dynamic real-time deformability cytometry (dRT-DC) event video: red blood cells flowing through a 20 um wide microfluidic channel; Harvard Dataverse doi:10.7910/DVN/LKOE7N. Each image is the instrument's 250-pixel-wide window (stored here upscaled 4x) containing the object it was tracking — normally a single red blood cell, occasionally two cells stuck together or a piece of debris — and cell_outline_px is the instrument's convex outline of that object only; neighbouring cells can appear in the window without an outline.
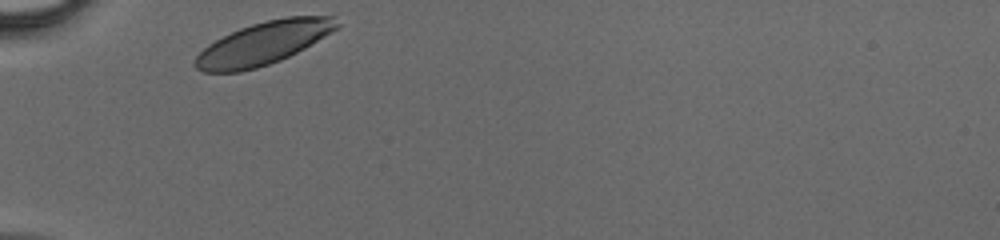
{"species": "human", "species_latin": "Homo sapiens", "temperature_condition": "cold", "stored_images_in_passage": 25, "camera_frame_rate_fps": 3000, "um_per_image_px": 0.085, "donor": {"sex": "male"}, "frame": {"image": 1, "passage_image": 1, "time_ms": 0.0, "image_size_px": [1000, 240], "cell_outline_px": [[340, 24], [336, 28], [304, 48], [280, 60], [256, 68], [240, 72], [204, 72], [196, 68], [192, 64], [196, 56], [208, 44], [240, 28], [252, 24], [268, 20], [288, 16], [332, 16]], "centroid_in_image_um": [22.34, 3.68], "position_along_channel_um": 62.7, "area_um2": 34.74}}
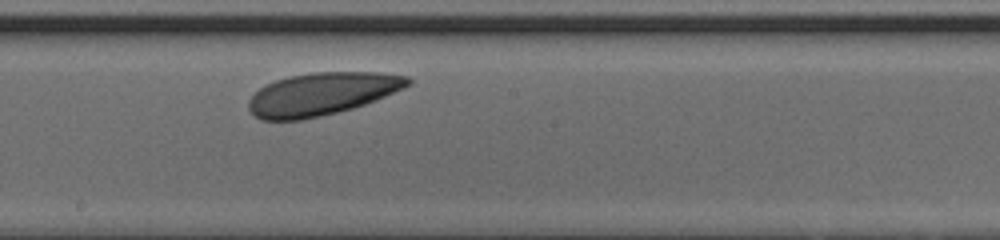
{"frame": {"image": 2, "passage_image": 13, "time_ms": 4.0, "image_size_px": [1000, 240], "cell_outline_px": [[412, 84], [404, 88], [376, 100], [352, 108], [320, 116], [300, 120], [260, 120], [248, 108], [248, 100], [260, 88], [276, 80], [288, 76], [312, 72], [380, 72], [408, 76], [412, 80]], "centroid_in_image_um": [27.37, 7.97], "position_along_channel_um": 220.8, "area_um2": 39.48}}
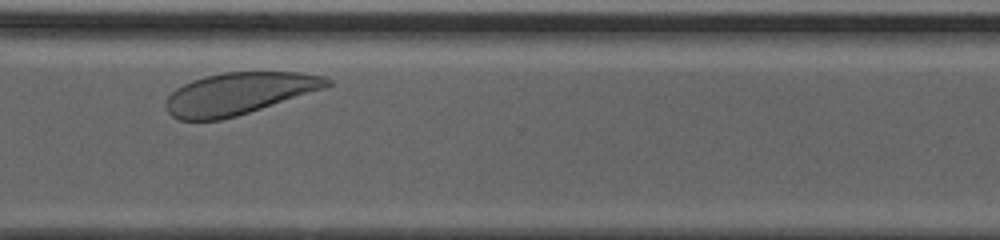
{"frame": {"image": 3, "passage_image": 22, "time_ms": 7.0, "image_size_px": [1000, 240], "cell_outline_px": [[332, 84], [324, 88], [236, 116], [220, 120], [180, 120], [172, 116], [168, 112], [164, 104], [168, 96], [176, 88], [192, 80], [204, 76], [224, 72], [296, 72], [320, 76], [332, 80]], "centroid_in_image_um": [20.25, 7.95], "position_along_channel_um": 350.4, "area_um2": 38.96}}